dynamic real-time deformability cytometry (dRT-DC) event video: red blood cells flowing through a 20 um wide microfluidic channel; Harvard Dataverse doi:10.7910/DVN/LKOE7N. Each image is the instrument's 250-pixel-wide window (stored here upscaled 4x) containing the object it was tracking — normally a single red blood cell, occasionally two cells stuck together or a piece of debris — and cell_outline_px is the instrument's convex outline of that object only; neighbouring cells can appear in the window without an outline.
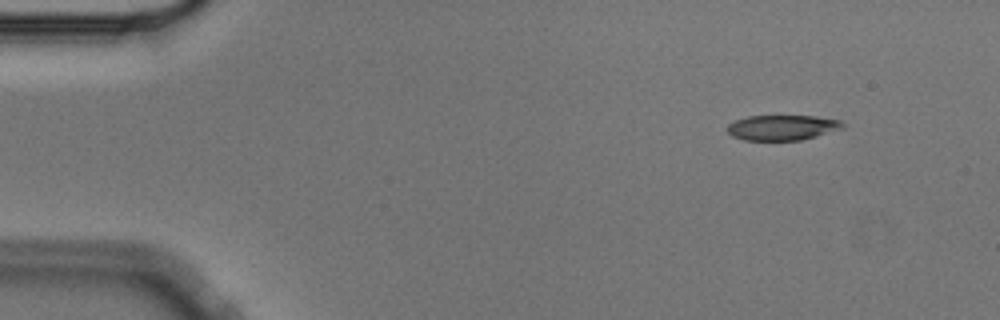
{"species": "Egyptian fruit bat (a non-hibernating species)", "species_latin": "Rousettus aegyptiacus", "temperature_condition": "cold", "stored_images_in_passage": 51, "camera_frame_rate_fps": 3000, "um_per_image_px": 0.085, "animal": {"sex": "male"}, "frame": {"image": 1, "passage_image": 1, "time_ms": 0.0, "image_size_px": [1000, 320], "cell_outline_px": [[844, 128], [816, 136], [800, 140], [744, 140], [732, 136], [728, 132], [728, 124], [736, 120], [748, 116], [816, 116], [840, 120], [844, 124]], "centroid_in_image_um": [66.5, 10.84], "position_along_channel_um": 18.5, "area_um2": 16.88}}
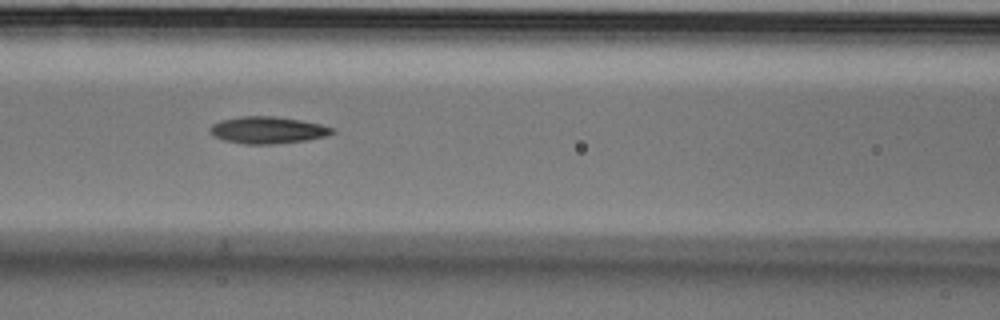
{"frame": {"image": 2, "passage_image": 19, "time_ms": 6.0, "image_size_px": [1000, 320], "cell_outline_px": [[336, 132], [328, 136], [304, 140], [272, 144], [244, 144], [224, 140], [212, 136], [208, 132], [208, 128], [212, 124], [220, 120], [240, 116], [276, 116], [300, 120], [320, 124], [336, 128]], "centroid_in_image_um": [22.73, 11.05], "position_along_channel_um": 143.9, "area_um2": 19.42}}
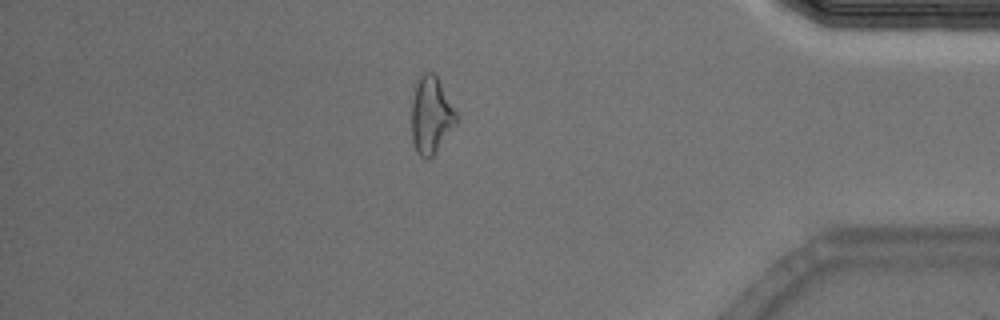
{"frame": {"image": 3, "passage_image": 43, "time_ms": 14.0, "image_size_px": [1000, 320], "cell_outline_px": [[460, 120], [432, 156], [428, 160], [420, 156], [416, 152], [412, 140], [412, 100], [416, 84], [420, 76], [424, 72], [432, 72], [436, 76], [460, 116]], "centroid_in_image_um": [36.67, 9.82], "position_along_channel_um": 398.5, "area_um2": 20.23}, "authors_computed_cell_mechanics": {"area_um2": 18.785, "velocity_mm_per_s": 3.5895, "shape_relaxation_time_tau1_ms": 4.496, "shape_relaxation_time_tau2_ms": 8.1557, "deformation_change_tau1": 0.1261, "deformation_change_tau2": 0.1898}}